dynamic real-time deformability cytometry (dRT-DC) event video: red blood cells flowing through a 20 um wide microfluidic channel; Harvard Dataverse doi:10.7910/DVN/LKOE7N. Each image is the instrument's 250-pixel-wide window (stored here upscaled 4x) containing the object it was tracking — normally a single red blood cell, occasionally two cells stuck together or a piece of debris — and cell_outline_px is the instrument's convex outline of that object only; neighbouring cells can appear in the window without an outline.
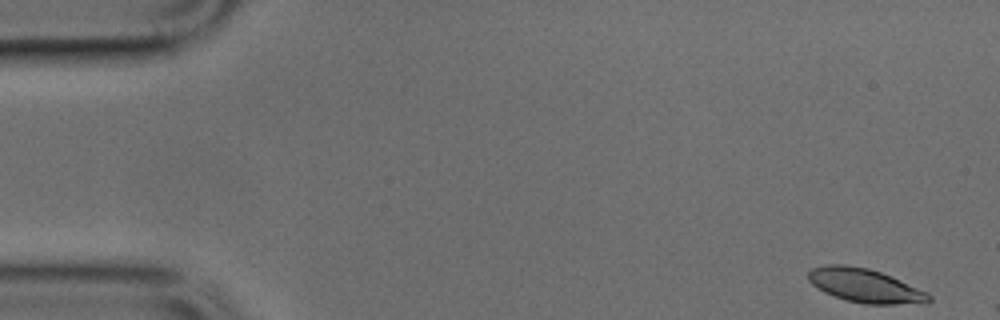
{"species": "common noctule bat (a hibernating species)", "species_latin": "Nyctalus noctula", "temperature_condition": "cold", "stored_images_in_passage": 5, "camera_frame_rate_fps": 3000, "um_per_image_px": 0.085, "animal": {"sex": "male", "body_mass_g": 17.9, "forearm_length_mm": 54.2}, "frame": {"image": 1, "passage_image": 1, "time_ms": 0.0, "image_size_px": [1000, 320], "cell_outline_px": [[932, 300], [928, 304], [864, 304], [848, 300], [824, 292], [816, 288], [808, 280], [808, 272], [812, 268], [828, 264], [844, 264], [868, 268], [892, 276], [928, 292], [932, 296]], "centroid_in_image_um": [73.58, 24.28], "position_along_channel_um": 11.4, "area_um2": 23.99}}